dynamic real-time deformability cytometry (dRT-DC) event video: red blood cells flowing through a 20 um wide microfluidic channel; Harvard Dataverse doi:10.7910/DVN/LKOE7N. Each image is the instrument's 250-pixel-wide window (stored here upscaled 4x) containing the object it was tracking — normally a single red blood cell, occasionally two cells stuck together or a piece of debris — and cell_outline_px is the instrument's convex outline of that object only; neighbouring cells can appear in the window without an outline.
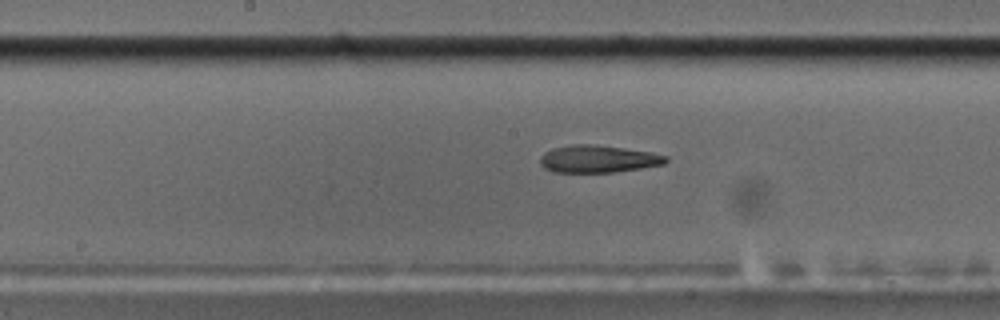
{"species": "common noctule bat (a hibernating species)", "species_latin": "Nyctalus noctula", "temperature_condition": "cold", "stored_images_in_passage": 40, "camera_frame_rate_fps": 3000, "um_per_image_px": 0.085, "animal": {"sex": "male", "body_mass_g": 17.5, "forearm_length_mm": 52.3}, "frame": {"image": 1, "passage_image": 12, "time_ms": 3.667, "image_size_px": [1000, 320], "cell_outline_px": [[668, 160], [664, 164], [640, 168], [612, 172], [552, 172], [544, 168], [540, 164], [540, 156], [544, 152], [552, 148], [572, 144], [592, 144], [624, 148], [652, 152], [668, 156]], "centroid_in_image_um": [50.81, 13.5], "position_along_channel_um": 197.4, "area_um2": 20.11}}
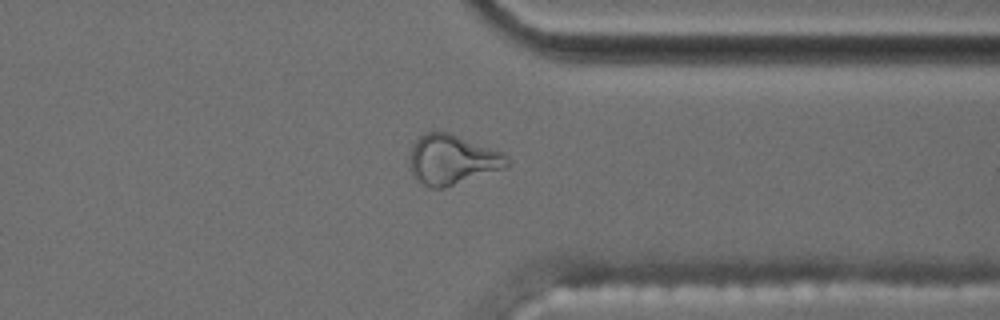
{"frame": {"image": 2, "passage_image": 27, "time_ms": 8.667, "image_size_px": [1000, 320], "cell_outline_px": [[508, 168], [444, 188], [428, 188], [420, 184], [412, 176], [408, 156], [412, 144], [420, 136], [432, 128], [448, 132], [500, 152], [508, 156]], "centroid_in_image_um": [38.37, 13.58], "position_along_channel_um": 373.0, "area_um2": 28.84}}
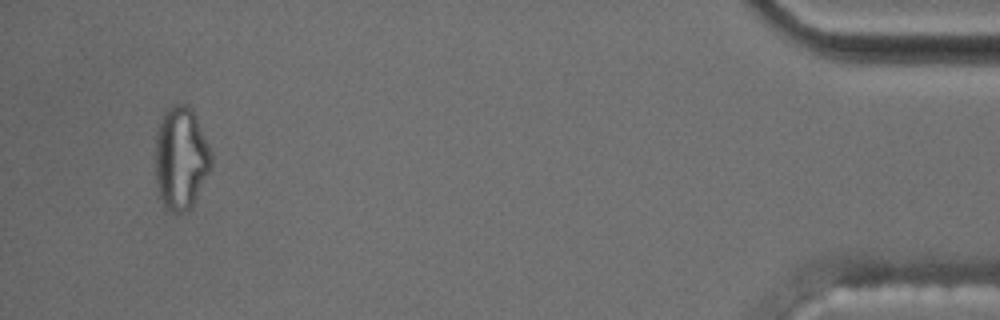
{"frame": {"image": 3, "passage_image": 37, "time_ms": 12.0, "image_size_px": [1000, 320], "cell_outline_px": [[212, 164], [192, 204], [184, 212], [176, 212], [168, 208], [164, 204], [160, 196], [156, 180], [152, 156], [156, 132], [160, 120], [164, 112], [172, 104], [188, 104], [192, 108], [196, 116], [212, 156]], "centroid_in_image_um": [15.32, 13.37], "position_along_channel_um": 419.9, "area_um2": 33.58}, "authors_computed_cell_mechanics": {"area_um2": 21.6461, "velocity_mm_per_s": 3.5499, "shape_relaxation_time_tau1_ms": null, "shape_relaxation_time_tau2_ms": 6.2076, "deformation_change_tau1": null, "deformation_change_tau2": 0.1861}}